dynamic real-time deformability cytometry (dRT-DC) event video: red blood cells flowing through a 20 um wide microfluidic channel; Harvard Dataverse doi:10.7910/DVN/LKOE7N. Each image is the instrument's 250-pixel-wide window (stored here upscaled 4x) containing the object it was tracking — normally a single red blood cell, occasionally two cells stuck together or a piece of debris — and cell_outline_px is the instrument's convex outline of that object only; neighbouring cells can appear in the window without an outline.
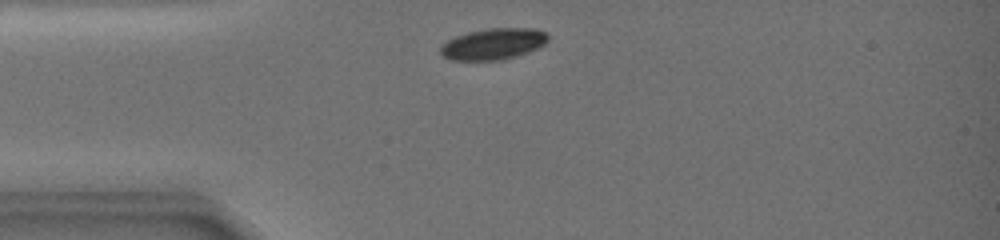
{"species": "common noctule bat (a hibernating species)", "species_latin": "Nyctalus noctula", "temperature_condition": "warm", "stored_images_in_passage": 33, "camera_frame_rate_fps": 3000, "um_per_image_px": 0.085, "animal": {"sex": "female", "body_mass_g": 19.0, "forearm_length_mm": 51.5}, "frame": {"image": 1, "passage_image": 2, "time_ms": 0.667, "image_size_px": [1000, 240], "cell_outline_px": [[548, 40], [544, 44], [536, 48], [516, 56], [504, 60], [452, 60], [444, 56], [440, 52], [440, 48], [448, 40], [456, 36], [468, 32], [488, 28], [528, 28], [544, 32], [548, 36]], "centroid_in_image_um": [41.91, 3.74], "position_along_channel_um": 43.1, "area_um2": 19.31}}
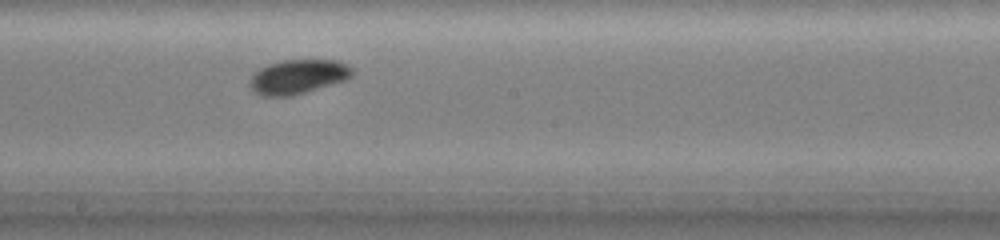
{"frame": {"image": 2, "passage_image": 14, "time_ms": 6.667, "image_size_px": [1000, 240], "cell_outline_px": [[352, 72], [348, 76], [340, 80], [300, 92], [284, 96], [272, 96], [260, 92], [252, 84], [252, 76], [260, 68], [268, 64], [280, 60], [336, 60], [348, 64], [352, 68]], "centroid_in_image_um": [25.34, 6.45], "position_along_channel_um": 222.9, "area_um2": 19.02}}
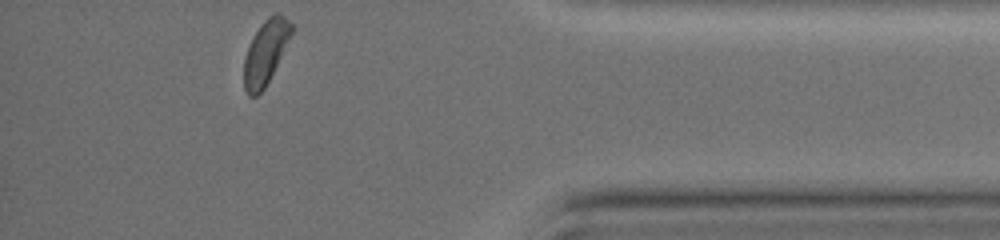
{"frame": {"image": 3, "passage_image": 33, "time_ms": 13.0, "image_size_px": [1000, 240], "cell_outline_px": [[292, 32], [264, 88], [256, 96], [248, 96], [244, 88], [244, 56], [260, 24], [268, 16], [276, 12], [280, 12], [292, 24]], "centroid_in_image_um": [22.55, 4.42], "position_along_channel_um": 412.7, "area_um2": 17.17}, "authors_computed_cell_mechanics": {"area_um2": 18.9006, "velocity_mm_per_s": 3.3255, "shape_relaxation_time_tau1_ms": 1.9646, "shape_relaxation_time_tau2_ms": 7.9321, "deformation_change_tau1": 0.0967, "deformation_change_tau2": 0.0495}}